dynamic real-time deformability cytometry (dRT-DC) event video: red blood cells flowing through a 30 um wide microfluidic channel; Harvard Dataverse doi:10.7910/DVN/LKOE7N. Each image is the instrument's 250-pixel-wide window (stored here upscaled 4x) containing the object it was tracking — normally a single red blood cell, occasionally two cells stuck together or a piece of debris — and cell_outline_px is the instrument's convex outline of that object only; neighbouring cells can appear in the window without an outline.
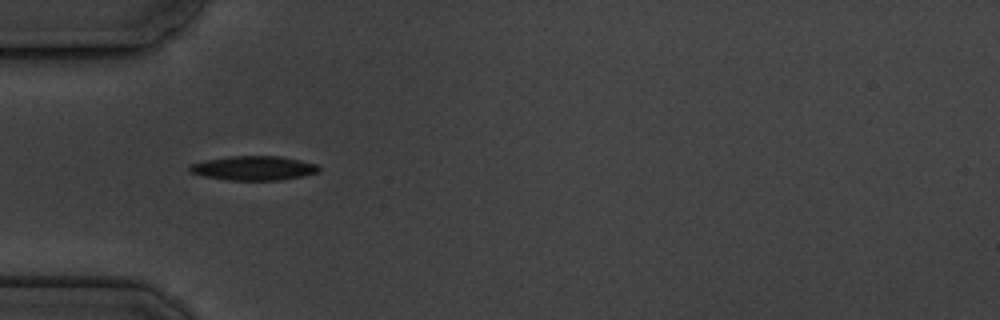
{"species": "common noctule bat (a hibernating species)", "species_latin": "Nyctalus noctula", "temperature_condition": "cold", "stored_images_in_passage": 7, "camera_frame_rate_fps": 3000, "um_per_image_px": 0.085, "animal": {"sex": "male", "body_mass_g": 19.5, "forearm_length_mm": 54.6}, "frame": {"image": 1, "passage_image": 4, "time_ms": 4.333, "image_size_px": [1000, 320], "cell_outline_px": [[320, 172], [304, 176], [280, 180], [228, 180], [204, 176], [188, 172], [188, 164], [204, 160], [228, 156], [280, 156], [300, 160], [316, 164], [320, 168]], "centroid_in_image_um": [21.53, 14.29], "position_along_channel_um": 63.5, "area_um2": 18.5}}
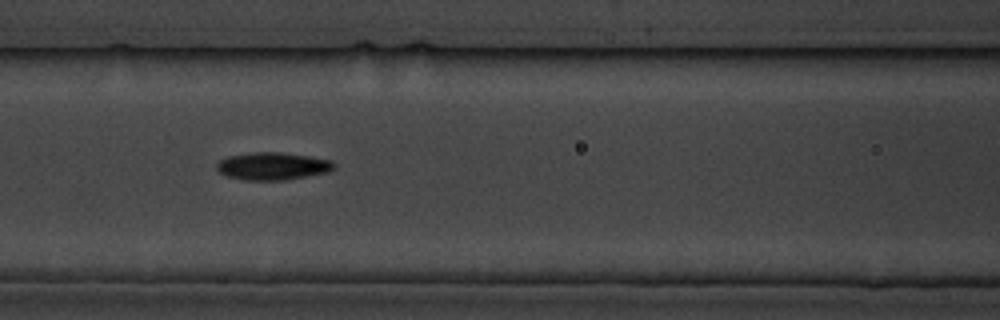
{"frame": {"image": 2, "passage_image": 6, "time_ms": 6.667, "image_size_px": [1000, 320], "cell_outline_px": [[336, 168], [328, 172], [284, 180], [244, 180], [228, 176], [220, 172], [216, 168], [216, 164], [220, 160], [228, 156], [252, 152], [280, 152], [308, 156], [332, 160], [336, 164]], "centroid_in_image_um": [23.19, 14.11], "position_along_channel_um": 143.4, "area_um2": 18.84}}